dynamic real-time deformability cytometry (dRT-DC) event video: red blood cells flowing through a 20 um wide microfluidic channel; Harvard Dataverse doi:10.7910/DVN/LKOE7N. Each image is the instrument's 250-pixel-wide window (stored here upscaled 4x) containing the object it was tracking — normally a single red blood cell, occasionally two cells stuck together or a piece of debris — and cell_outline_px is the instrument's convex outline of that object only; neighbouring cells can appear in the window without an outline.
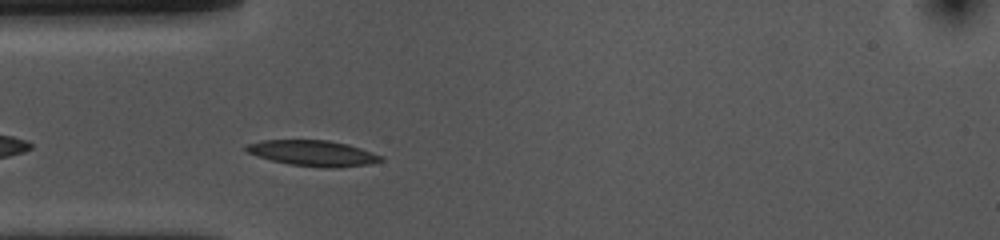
{"species": "common noctule bat (a hibernating species)", "species_latin": "Nyctalus noctula", "temperature_condition": "cold", "stored_images_in_passage": 32, "camera_frame_rate_fps": 3000, "um_per_image_px": 0.085, "animal": {"sex": "female", "body_mass_g": 10.0, "forearm_length_mm": 53.1}, "frame": {"image": 1, "passage_image": 3, "time_ms": 0.667, "image_size_px": [1000, 240], "cell_outline_px": [[384, 160], [368, 164], [336, 168], [324, 168], [288, 164], [272, 160], [248, 152], [244, 148], [248, 144], [264, 140], [328, 140], [348, 144], [384, 156]], "centroid_in_image_um": [26.65, 13.02], "position_along_channel_um": 58.3, "area_um2": 20.06}}
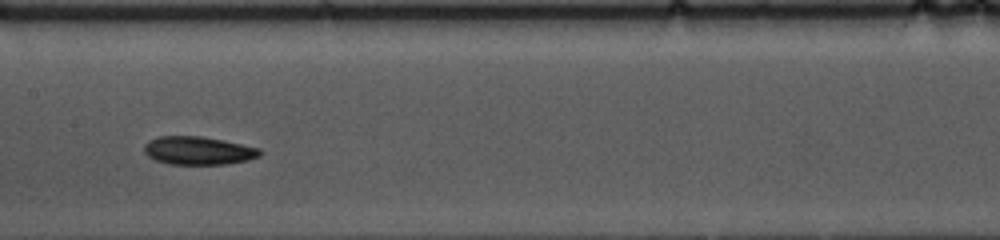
{"frame": {"image": 2, "passage_image": 14, "time_ms": 4.333, "image_size_px": [1000, 240], "cell_outline_px": [[260, 156], [248, 160], [224, 164], [168, 164], [156, 160], [148, 156], [144, 152], [144, 144], [148, 140], [160, 136], [200, 136], [224, 140], [260, 148]], "centroid_in_image_um": [16.83, 12.79], "position_along_channel_um": 190.6, "area_um2": 19.02}}
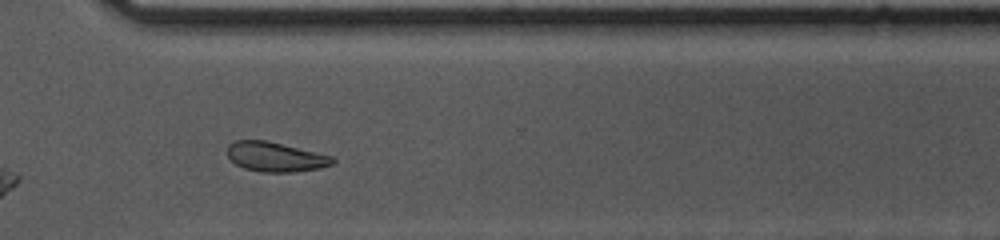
{"frame": {"image": 3, "passage_image": 27, "time_ms": 8.667, "image_size_px": [1000, 240], "cell_outline_px": [[336, 160], [332, 164], [320, 168], [296, 172], [260, 172], [244, 168], [236, 164], [228, 156], [228, 144], [232, 140], [268, 140], [332, 156]], "centroid_in_image_um": [23.4, 13.33], "position_along_channel_um": 347.2, "area_um2": 18.26}, "authors_computed_cell_mechanics": {"area_um2": 19.0162, "velocity_mm_per_s": 3.623, "shape_relaxation_time_tau1_ms": 4.441, "shape_relaxation_time_tau2_ms": 3.5349, "deformation_change_tau1": 0.1099, "deformation_change_tau2": 0.089}}